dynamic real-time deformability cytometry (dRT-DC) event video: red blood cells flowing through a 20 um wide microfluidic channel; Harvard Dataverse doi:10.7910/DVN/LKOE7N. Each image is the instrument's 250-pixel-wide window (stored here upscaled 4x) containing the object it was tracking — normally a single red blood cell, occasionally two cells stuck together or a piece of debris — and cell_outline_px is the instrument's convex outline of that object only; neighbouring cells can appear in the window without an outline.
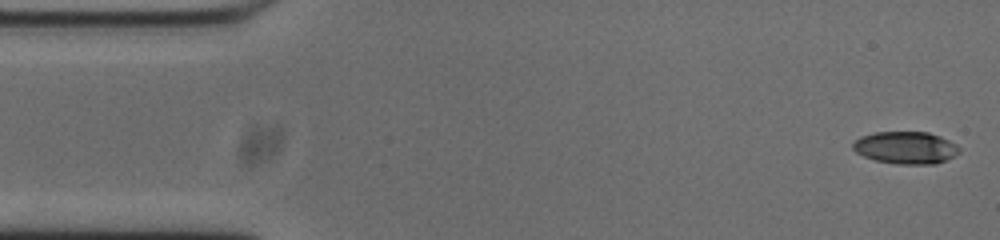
{"species": "common noctule bat (a hibernating species)", "species_latin": "Nyctalus noctula", "temperature_condition": "cold", "stored_images_in_passage": 53, "camera_frame_rate_fps": 3000, "um_per_image_px": 0.085, "animal": {"sex": "male", "body_mass_g": 20.0, "forearm_length_mm": 53.3}, "frame": {"image": 1, "passage_image": 1, "time_ms": 0.0, "image_size_px": [1000, 240], "cell_outline_px": [[960, 152], [936, 164], [896, 164], [876, 160], [864, 156], [856, 152], [852, 148], [852, 144], [860, 136], [876, 132], [928, 132], [940, 136], [956, 144], [960, 148]], "centroid_in_image_um": [76.98, 12.55], "position_along_channel_um": 8.0, "area_um2": 19.94}}
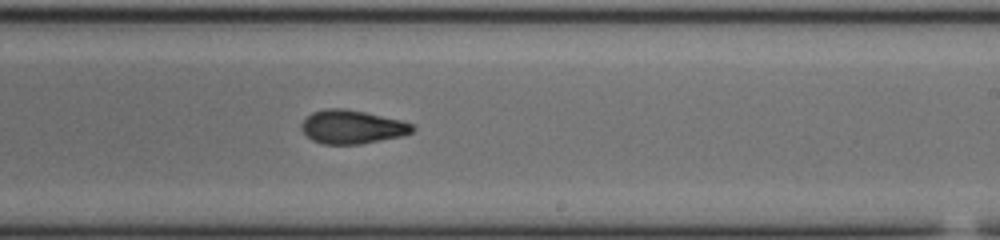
{"frame": {"image": 2, "passage_image": 30, "time_ms": 9.667, "image_size_px": [1000, 240], "cell_outline_px": [[416, 128], [412, 132], [404, 136], [360, 144], [324, 144], [312, 140], [300, 128], [300, 124], [312, 112], [324, 108], [344, 108], [364, 112], [400, 120], [412, 124]], "centroid_in_image_um": [29.93, 10.79], "position_along_channel_um": 259.1, "area_um2": 21.73}}
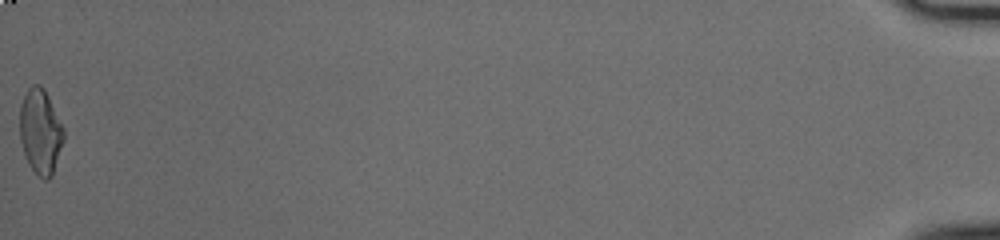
{"frame": {"image": 3, "passage_image": 53, "time_ms": 17.333, "image_size_px": [1000, 240], "cell_outline_px": [[64, 140], [52, 176], [48, 180], [44, 180], [28, 164], [20, 140], [20, 104], [28, 88], [32, 84], [40, 84], [44, 88], [64, 128]], "centroid_in_image_um": [3.44, 11.17], "position_along_channel_um": 431.8, "area_um2": 21.73}, "authors_computed_cell_mechanics": {"area_um2": 21.3282, "velocity_mm_per_s": 3.7481, "shape_relaxation_time_tau1_ms": null, "shape_relaxation_time_tau2_ms": 2.7638, "deformation_change_tau1": null, "deformation_change_tau2": 0.0913}}